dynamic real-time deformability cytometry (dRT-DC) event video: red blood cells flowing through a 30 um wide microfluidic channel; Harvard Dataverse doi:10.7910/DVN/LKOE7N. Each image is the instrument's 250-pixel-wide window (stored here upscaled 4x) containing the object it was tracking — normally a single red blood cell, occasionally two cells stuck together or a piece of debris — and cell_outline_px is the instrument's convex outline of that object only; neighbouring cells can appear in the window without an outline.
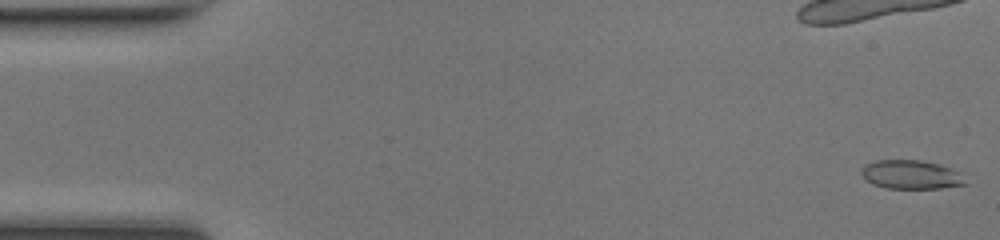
{"species": "common noctule bat (a hibernating species)", "species_latin": "Nyctalus noctula", "temperature_condition": "room temperature", "stored_images_in_passage": 44, "camera_frame_rate_fps": 3000, "um_per_image_px": 0.085, "animal": {"sex": "female", "body_mass_g": 17.0, "forearm_length_mm": 48.0}, "frame": {"image": 1, "passage_image": 1, "time_ms": 0.0, "image_size_px": [1000, 240], "cell_outline_px": [[968, 184], [940, 188], [884, 188], [872, 184], [860, 172], [860, 168], [864, 164], [876, 160], [920, 160], [940, 164], [964, 172]], "centroid_in_image_um": [77.5, 14.83], "position_along_channel_um": 7.5, "area_um2": 17.86}}
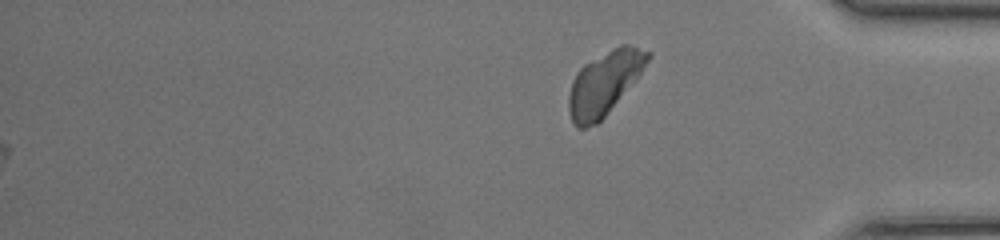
{"frame": {"image": 2, "passage_image": 44, "time_ms": 14.333, "image_size_px": [1000, 240], "cell_outline_px": [[652, 56], [640, 76], [608, 112], [596, 124], [584, 128], [576, 128], [568, 112], [568, 96], [572, 80], [576, 72], [584, 64], [612, 48], [620, 44], [628, 44], [652, 52]], "centroid_in_image_um": [51.38, 7.05], "position_along_channel_um": 383.8, "area_um2": 29.42}, "authors_computed_cell_mechanics": {"area_um2": 18.1203, "velocity_mm_per_s": 4.3342, "shape_relaxation_time_tau1_ms": null, "shape_relaxation_time_tau2_ms": 1.3214, "deformation_change_tau1": null, "deformation_change_tau2": 0.0782}}